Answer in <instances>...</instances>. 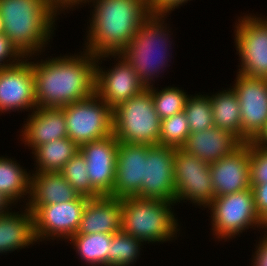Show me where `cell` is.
Masks as SVG:
<instances>
[{"mask_svg":"<svg viewBox=\"0 0 267 266\" xmlns=\"http://www.w3.org/2000/svg\"><path fill=\"white\" fill-rule=\"evenodd\" d=\"M118 139L110 136L82 144L79 152L83 155L92 187L101 195L109 196L116 176Z\"/></svg>","mask_w":267,"mask_h":266,"instance_id":"2e32d148","label":"cell"},{"mask_svg":"<svg viewBox=\"0 0 267 266\" xmlns=\"http://www.w3.org/2000/svg\"><path fill=\"white\" fill-rule=\"evenodd\" d=\"M88 200V197L78 195L68 202L37 206L32 211L37 244L48 240L67 242L77 233Z\"/></svg>","mask_w":267,"mask_h":266,"instance_id":"8fae6325","label":"cell"},{"mask_svg":"<svg viewBox=\"0 0 267 266\" xmlns=\"http://www.w3.org/2000/svg\"><path fill=\"white\" fill-rule=\"evenodd\" d=\"M251 142L243 143L232 154L209 165L215 197L251 188Z\"/></svg>","mask_w":267,"mask_h":266,"instance_id":"e0dca14e","label":"cell"},{"mask_svg":"<svg viewBox=\"0 0 267 266\" xmlns=\"http://www.w3.org/2000/svg\"><path fill=\"white\" fill-rule=\"evenodd\" d=\"M58 15L47 0H0L4 34L24 57L45 52Z\"/></svg>","mask_w":267,"mask_h":266,"instance_id":"3957f363","label":"cell"},{"mask_svg":"<svg viewBox=\"0 0 267 266\" xmlns=\"http://www.w3.org/2000/svg\"><path fill=\"white\" fill-rule=\"evenodd\" d=\"M78 195L60 172H32L26 207L32 212L37 206L68 202Z\"/></svg>","mask_w":267,"mask_h":266,"instance_id":"7402d4cb","label":"cell"},{"mask_svg":"<svg viewBox=\"0 0 267 266\" xmlns=\"http://www.w3.org/2000/svg\"><path fill=\"white\" fill-rule=\"evenodd\" d=\"M175 148L148 145L144 161V183L137 197L175 202Z\"/></svg>","mask_w":267,"mask_h":266,"instance_id":"9a60e30c","label":"cell"},{"mask_svg":"<svg viewBox=\"0 0 267 266\" xmlns=\"http://www.w3.org/2000/svg\"><path fill=\"white\" fill-rule=\"evenodd\" d=\"M160 132L161 119L147 88L113 108L112 134L118 141L159 145Z\"/></svg>","mask_w":267,"mask_h":266,"instance_id":"8992f818","label":"cell"},{"mask_svg":"<svg viewBox=\"0 0 267 266\" xmlns=\"http://www.w3.org/2000/svg\"><path fill=\"white\" fill-rule=\"evenodd\" d=\"M121 230V199L101 196L90 198L82 213L76 234H114Z\"/></svg>","mask_w":267,"mask_h":266,"instance_id":"44dd1931","label":"cell"},{"mask_svg":"<svg viewBox=\"0 0 267 266\" xmlns=\"http://www.w3.org/2000/svg\"><path fill=\"white\" fill-rule=\"evenodd\" d=\"M30 177L31 172H27V169H24L14 158L0 156V193L15 207L18 202L21 205L20 202L24 198L23 202L26 206L30 194Z\"/></svg>","mask_w":267,"mask_h":266,"instance_id":"cb8c5ba5","label":"cell"},{"mask_svg":"<svg viewBox=\"0 0 267 266\" xmlns=\"http://www.w3.org/2000/svg\"><path fill=\"white\" fill-rule=\"evenodd\" d=\"M234 43L239 65L237 72L267 79V16L247 14L234 26Z\"/></svg>","mask_w":267,"mask_h":266,"instance_id":"ba28073f","label":"cell"},{"mask_svg":"<svg viewBox=\"0 0 267 266\" xmlns=\"http://www.w3.org/2000/svg\"><path fill=\"white\" fill-rule=\"evenodd\" d=\"M60 173L79 195L89 199L101 197L91 185L86 161L80 152L66 163Z\"/></svg>","mask_w":267,"mask_h":266,"instance_id":"4dcf8cb0","label":"cell"},{"mask_svg":"<svg viewBox=\"0 0 267 266\" xmlns=\"http://www.w3.org/2000/svg\"><path fill=\"white\" fill-rule=\"evenodd\" d=\"M89 25L83 50L98 57L120 54L130 43L141 23L151 14L144 0H89ZM92 4V5H91Z\"/></svg>","mask_w":267,"mask_h":266,"instance_id":"7a4b0ae2","label":"cell"},{"mask_svg":"<svg viewBox=\"0 0 267 266\" xmlns=\"http://www.w3.org/2000/svg\"><path fill=\"white\" fill-rule=\"evenodd\" d=\"M206 208L211 214L213 239L218 242L240 237L249 228L260 231L261 217L255 207L252 188L215 197Z\"/></svg>","mask_w":267,"mask_h":266,"instance_id":"52a82bcc","label":"cell"},{"mask_svg":"<svg viewBox=\"0 0 267 266\" xmlns=\"http://www.w3.org/2000/svg\"><path fill=\"white\" fill-rule=\"evenodd\" d=\"M192 0H153L149 4L151 13H172L175 8H179L183 4Z\"/></svg>","mask_w":267,"mask_h":266,"instance_id":"d590c367","label":"cell"},{"mask_svg":"<svg viewBox=\"0 0 267 266\" xmlns=\"http://www.w3.org/2000/svg\"><path fill=\"white\" fill-rule=\"evenodd\" d=\"M253 145L258 147H266L267 146V122L263 130L259 133V135L251 142Z\"/></svg>","mask_w":267,"mask_h":266,"instance_id":"ab89813d","label":"cell"},{"mask_svg":"<svg viewBox=\"0 0 267 266\" xmlns=\"http://www.w3.org/2000/svg\"><path fill=\"white\" fill-rule=\"evenodd\" d=\"M209 163L175 148L174 182L175 204L187 203L205 208L214 200L215 192L210 175ZM186 200V201H185ZM203 206V207H202Z\"/></svg>","mask_w":267,"mask_h":266,"instance_id":"30bf717a","label":"cell"},{"mask_svg":"<svg viewBox=\"0 0 267 266\" xmlns=\"http://www.w3.org/2000/svg\"><path fill=\"white\" fill-rule=\"evenodd\" d=\"M230 87L236 93L241 112V141L252 142L267 122V79L236 73Z\"/></svg>","mask_w":267,"mask_h":266,"instance_id":"4fadbf2b","label":"cell"},{"mask_svg":"<svg viewBox=\"0 0 267 266\" xmlns=\"http://www.w3.org/2000/svg\"><path fill=\"white\" fill-rule=\"evenodd\" d=\"M190 134L189 123L184 112L161 120L159 145L181 148Z\"/></svg>","mask_w":267,"mask_h":266,"instance_id":"1f68e13d","label":"cell"},{"mask_svg":"<svg viewBox=\"0 0 267 266\" xmlns=\"http://www.w3.org/2000/svg\"><path fill=\"white\" fill-rule=\"evenodd\" d=\"M183 112L189 123L190 133L205 131L214 126V118L209 94L189 95Z\"/></svg>","mask_w":267,"mask_h":266,"instance_id":"f546056e","label":"cell"},{"mask_svg":"<svg viewBox=\"0 0 267 266\" xmlns=\"http://www.w3.org/2000/svg\"><path fill=\"white\" fill-rule=\"evenodd\" d=\"M251 184L267 183V149L251 143L250 152Z\"/></svg>","mask_w":267,"mask_h":266,"instance_id":"d6a6232c","label":"cell"},{"mask_svg":"<svg viewBox=\"0 0 267 266\" xmlns=\"http://www.w3.org/2000/svg\"><path fill=\"white\" fill-rule=\"evenodd\" d=\"M12 206H14V204L8 198H6L4 195L0 193V216L9 213L12 210V208H15V206L14 207Z\"/></svg>","mask_w":267,"mask_h":266,"instance_id":"f35d334b","label":"cell"},{"mask_svg":"<svg viewBox=\"0 0 267 266\" xmlns=\"http://www.w3.org/2000/svg\"><path fill=\"white\" fill-rule=\"evenodd\" d=\"M31 60V56H28L14 66L0 68L1 115L15 111L30 113L37 108Z\"/></svg>","mask_w":267,"mask_h":266,"instance_id":"5bb4252c","label":"cell"},{"mask_svg":"<svg viewBox=\"0 0 267 266\" xmlns=\"http://www.w3.org/2000/svg\"><path fill=\"white\" fill-rule=\"evenodd\" d=\"M144 242L134 236L124 233L122 230L112 234L108 266L134 265L141 255ZM142 247V248H141Z\"/></svg>","mask_w":267,"mask_h":266,"instance_id":"83f0119b","label":"cell"},{"mask_svg":"<svg viewBox=\"0 0 267 266\" xmlns=\"http://www.w3.org/2000/svg\"><path fill=\"white\" fill-rule=\"evenodd\" d=\"M257 213L262 217L267 213V183L251 184Z\"/></svg>","mask_w":267,"mask_h":266,"instance_id":"e575fe53","label":"cell"},{"mask_svg":"<svg viewBox=\"0 0 267 266\" xmlns=\"http://www.w3.org/2000/svg\"><path fill=\"white\" fill-rule=\"evenodd\" d=\"M27 116L19 138L32 152L42 144L68 137L63 108L37 107Z\"/></svg>","mask_w":267,"mask_h":266,"instance_id":"d6986e66","label":"cell"},{"mask_svg":"<svg viewBox=\"0 0 267 266\" xmlns=\"http://www.w3.org/2000/svg\"><path fill=\"white\" fill-rule=\"evenodd\" d=\"M117 61L112 68L101 66L105 58ZM100 65V66H99ZM106 69V70H105ZM146 87L141 83L132 66L120 54H106L97 57L95 64V94L112 109L118 104L141 93Z\"/></svg>","mask_w":267,"mask_h":266,"instance_id":"7c38bea8","label":"cell"},{"mask_svg":"<svg viewBox=\"0 0 267 266\" xmlns=\"http://www.w3.org/2000/svg\"><path fill=\"white\" fill-rule=\"evenodd\" d=\"M25 58L5 34H0V68L18 64Z\"/></svg>","mask_w":267,"mask_h":266,"instance_id":"836d02e7","label":"cell"},{"mask_svg":"<svg viewBox=\"0 0 267 266\" xmlns=\"http://www.w3.org/2000/svg\"><path fill=\"white\" fill-rule=\"evenodd\" d=\"M262 228V229H261ZM260 229L261 231L263 230L264 233L267 234V213H265L262 217H261V225H260ZM266 230V231H265Z\"/></svg>","mask_w":267,"mask_h":266,"instance_id":"60d3db41","label":"cell"},{"mask_svg":"<svg viewBox=\"0 0 267 266\" xmlns=\"http://www.w3.org/2000/svg\"><path fill=\"white\" fill-rule=\"evenodd\" d=\"M158 88L151 86L147 89L151 93L155 110L161 120L183 112L189 97L188 92H185L180 87H174V85L166 86L162 89Z\"/></svg>","mask_w":267,"mask_h":266,"instance_id":"f1b7e54d","label":"cell"},{"mask_svg":"<svg viewBox=\"0 0 267 266\" xmlns=\"http://www.w3.org/2000/svg\"><path fill=\"white\" fill-rule=\"evenodd\" d=\"M242 144L233 133L213 126L205 131L190 133L181 149L211 164L232 154Z\"/></svg>","mask_w":267,"mask_h":266,"instance_id":"ffe728a7","label":"cell"},{"mask_svg":"<svg viewBox=\"0 0 267 266\" xmlns=\"http://www.w3.org/2000/svg\"><path fill=\"white\" fill-rule=\"evenodd\" d=\"M209 96L214 126L233 133L241 140V112L236 93L230 87Z\"/></svg>","mask_w":267,"mask_h":266,"instance_id":"484cf974","label":"cell"},{"mask_svg":"<svg viewBox=\"0 0 267 266\" xmlns=\"http://www.w3.org/2000/svg\"><path fill=\"white\" fill-rule=\"evenodd\" d=\"M47 2L60 14L65 15V12L69 13L68 10L74 11L73 9L79 6L84 7V0H47ZM72 9V10H71ZM66 10V11H65ZM64 11V12H63Z\"/></svg>","mask_w":267,"mask_h":266,"instance_id":"74e56055","label":"cell"},{"mask_svg":"<svg viewBox=\"0 0 267 266\" xmlns=\"http://www.w3.org/2000/svg\"><path fill=\"white\" fill-rule=\"evenodd\" d=\"M262 238H259L256 244V250L252 254V266H267V234L263 233Z\"/></svg>","mask_w":267,"mask_h":266,"instance_id":"8d00e7d4","label":"cell"},{"mask_svg":"<svg viewBox=\"0 0 267 266\" xmlns=\"http://www.w3.org/2000/svg\"><path fill=\"white\" fill-rule=\"evenodd\" d=\"M111 240V234L93 233L74 234L67 242L86 266H108Z\"/></svg>","mask_w":267,"mask_h":266,"instance_id":"4316f807","label":"cell"},{"mask_svg":"<svg viewBox=\"0 0 267 266\" xmlns=\"http://www.w3.org/2000/svg\"><path fill=\"white\" fill-rule=\"evenodd\" d=\"M33 57L36 56L31 59L37 107L62 108L95 94L97 57L88 51L37 61Z\"/></svg>","mask_w":267,"mask_h":266,"instance_id":"6da1fadb","label":"cell"},{"mask_svg":"<svg viewBox=\"0 0 267 266\" xmlns=\"http://www.w3.org/2000/svg\"><path fill=\"white\" fill-rule=\"evenodd\" d=\"M169 15L170 13H151L120 53L146 88L154 86L155 78L161 77L167 70L166 67L171 66L168 62L172 59L173 39L170 37H173V33L165 20Z\"/></svg>","mask_w":267,"mask_h":266,"instance_id":"277c9868","label":"cell"},{"mask_svg":"<svg viewBox=\"0 0 267 266\" xmlns=\"http://www.w3.org/2000/svg\"><path fill=\"white\" fill-rule=\"evenodd\" d=\"M68 137L79 147L112 134L113 109L98 95L62 107Z\"/></svg>","mask_w":267,"mask_h":266,"instance_id":"9c48e42d","label":"cell"},{"mask_svg":"<svg viewBox=\"0 0 267 266\" xmlns=\"http://www.w3.org/2000/svg\"><path fill=\"white\" fill-rule=\"evenodd\" d=\"M173 206V207H172ZM175 202L129 197L121 199V230L146 243H166L179 237ZM173 208V209H172ZM179 227V228H178Z\"/></svg>","mask_w":267,"mask_h":266,"instance_id":"5b68a950","label":"cell"},{"mask_svg":"<svg viewBox=\"0 0 267 266\" xmlns=\"http://www.w3.org/2000/svg\"><path fill=\"white\" fill-rule=\"evenodd\" d=\"M147 144L118 143L115 182L110 197H137L144 183Z\"/></svg>","mask_w":267,"mask_h":266,"instance_id":"ac0fdd59","label":"cell"},{"mask_svg":"<svg viewBox=\"0 0 267 266\" xmlns=\"http://www.w3.org/2000/svg\"><path fill=\"white\" fill-rule=\"evenodd\" d=\"M0 34H4L3 20L0 16Z\"/></svg>","mask_w":267,"mask_h":266,"instance_id":"b9f144b4","label":"cell"},{"mask_svg":"<svg viewBox=\"0 0 267 266\" xmlns=\"http://www.w3.org/2000/svg\"><path fill=\"white\" fill-rule=\"evenodd\" d=\"M79 149L69 137L42 144L31 152L35 160V170L31 172H60Z\"/></svg>","mask_w":267,"mask_h":266,"instance_id":"d4e9b609","label":"cell"},{"mask_svg":"<svg viewBox=\"0 0 267 266\" xmlns=\"http://www.w3.org/2000/svg\"><path fill=\"white\" fill-rule=\"evenodd\" d=\"M21 207H24L20 208L21 211L11 210L0 216V255H7L37 244L34 234V214L24 204Z\"/></svg>","mask_w":267,"mask_h":266,"instance_id":"603a6c76","label":"cell"}]
</instances>
